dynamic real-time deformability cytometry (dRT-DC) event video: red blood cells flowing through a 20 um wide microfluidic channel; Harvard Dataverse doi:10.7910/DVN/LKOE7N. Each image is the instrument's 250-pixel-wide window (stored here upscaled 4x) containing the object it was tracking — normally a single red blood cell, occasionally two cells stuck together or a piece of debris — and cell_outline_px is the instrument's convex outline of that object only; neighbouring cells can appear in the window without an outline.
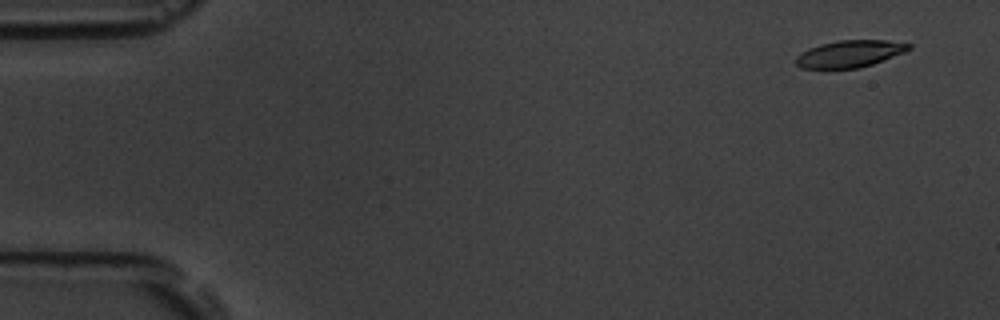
{"species": "common noctule bat (a hibernating species)", "species_latin": "Nyctalus noctula", "temperature_condition": "room temperature", "stored_images_in_passage": 6, "camera_frame_rate_fps": 3000, "um_per_image_px": 0.085, "animal": {"sex": "male", "body_mass_g": 19.5, "forearm_length_mm": 54.6}, "frame": {"image": 1, "passage_image": 2, "time_ms": 1.0, "image_size_px": [1000, 320], "cell_outline_px": [[912, 48], [904, 52], [872, 64], [860, 68], [800, 68], [796, 64], [796, 56], [808, 48], [820, 44], [836, 40], [884, 40], [912, 44]], "centroid_in_image_um": [72.21, 4.56], "position_along_channel_um": 12.8, "area_um2": 17.69}}
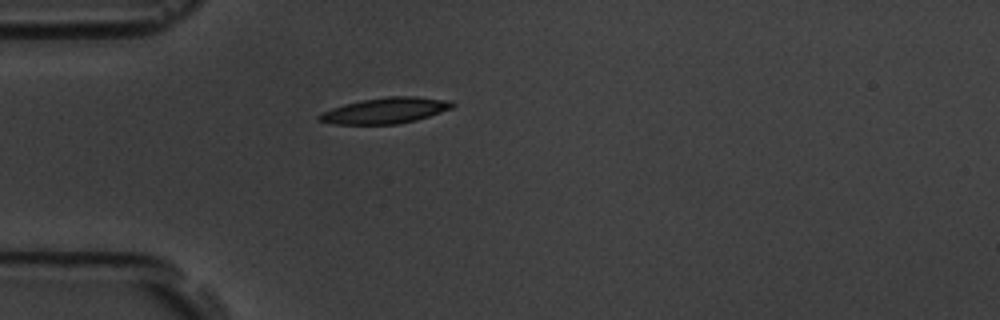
{"frame": {"image": 2, "passage_image": 5, "time_ms": 5.333, "image_size_px": [1000, 320], "cell_outline_px": [[456, 104], [452, 108], [416, 120], [396, 124], [332, 124], [316, 120], [316, 116], [332, 108], [344, 104], [360, 100], [388, 96], [416, 96], [452, 100]], "centroid_in_image_um": [32.76, 9.39], "position_along_channel_um": 52.2, "area_um2": 20.17}}